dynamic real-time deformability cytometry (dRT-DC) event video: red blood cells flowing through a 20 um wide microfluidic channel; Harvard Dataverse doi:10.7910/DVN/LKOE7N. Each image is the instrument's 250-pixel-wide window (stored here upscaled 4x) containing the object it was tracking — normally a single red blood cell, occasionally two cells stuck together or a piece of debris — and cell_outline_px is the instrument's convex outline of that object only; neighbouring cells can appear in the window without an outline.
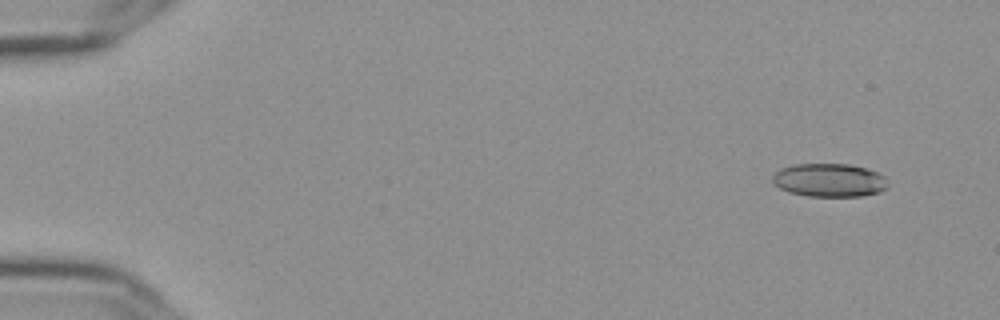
{"species": "Egyptian fruit bat (a non-hibernating species)", "species_latin": "Rousettus aegyptiacus", "temperature_condition": "cold", "stored_images_in_passage": 53, "camera_frame_rate_fps": 3000, "um_per_image_px": 0.085, "frame": {"image": 1, "passage_image": 1, "time_ms": 0.0, "image_size_px": [1000, 320], "cell_outline_px": [[888, 188], [880, 192], [860, 196], [808, 196], [788, 192], [780, 188], [772, 180], [772, 176], [780, 168], [792, 164], [848, 164], [868, 168], [884, 176], [888, 184]], "centroid_in_image_um": [70.5, 15.31], "position_along_channel_um": 14.5, "area_um2": 22.54}}
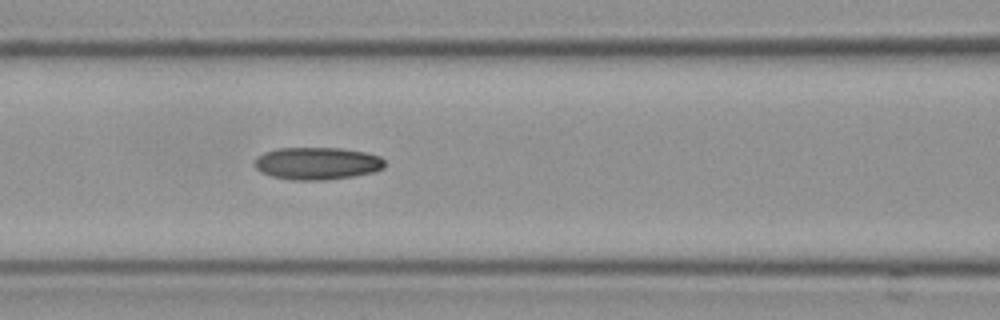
{"frame": {"image": 2, "passage_image": 22, "time_ms": 7.0, "image_size_px": [1000, 320], "cell_outline_px": [[384, 168], [376, 172], [352, 176], [324, 180], [292, 180], [272, 176], [260, 172], [252, 164], [256, 156], [264, 152], [276, 148], [340, 148], [364, 152], [380, 156], [384, 160]], "centroid_in_image_um": [26.92, 13.89], "position_along_channel_um": 139.7, "area_um2": 24.8}}
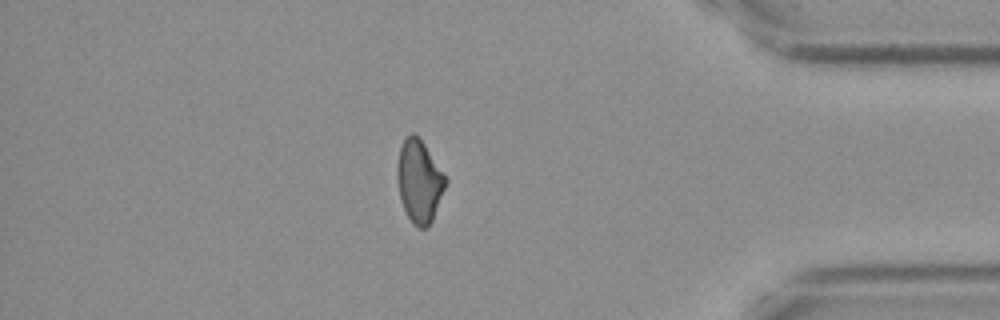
{"frame": {"image": 3, "passage_image": 46, "time_ms": 15.0, "image_size_px": [1000, 320], "cell_outline_px": [[448, 180], [432, 220], [428, 228], [420, 228], [412, 224], [404, 208], [400, 196], [396, 180], [396, 168], [400, 148], [404, 140], [412, 132], [424, 144]], "centroid_in_image_um": [35.62, 15.43], "position_along_channel_um": 399.6, "area_um2": 22.95}, "authors_computed_cell_mechanics": {"area_um2": 23.5246, "velocity_mm_per_s": 3.6279, "shape_relaxation_time_tau1_ms": 8.312, "shape_relaxation_time_tau2_ms": 4.8799, "deformation_change_tau1": 0.1864, "deformation_change_tau2": 0.1156}}